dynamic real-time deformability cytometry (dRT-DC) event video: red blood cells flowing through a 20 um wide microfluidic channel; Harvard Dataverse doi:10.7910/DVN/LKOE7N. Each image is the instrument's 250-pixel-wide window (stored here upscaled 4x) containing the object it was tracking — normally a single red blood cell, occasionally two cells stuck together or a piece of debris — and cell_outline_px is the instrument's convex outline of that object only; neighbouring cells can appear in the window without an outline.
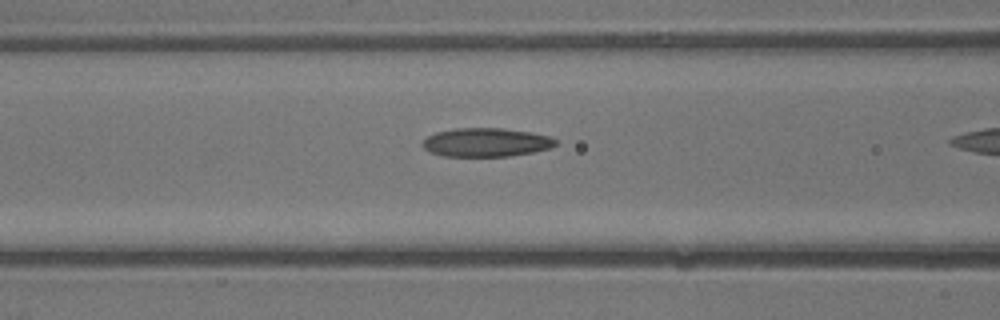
{"species": "common noctule bat (a hibernating species)", "species_latin": "Nyctalus noctula", "temperature_condition": "warm", "stored_images_in_passage": 10, "camera_frame_rate_fps": 3000, "um_per_image_px": 0.085, "animal": {"sex": "male", "body_mass_g": 13.3}, "frame": {"image": 1, "passage_image": 9, "time_ms": 2.667, "image_size_px": [1000, 320], "cell_outline_px": [[556, 144], [548, 148], [532, 152], [508, 156], [444, 156], [428, 152], [420, 144], [428, 136], [436, 132], [456, 128], [504, 128], [532, 132], [548, 136], [556, 140]], "centroid_in_image_um": [41.27, 12.09], "position_along_channel_um": 125.3, "area_um2": 22.2}}